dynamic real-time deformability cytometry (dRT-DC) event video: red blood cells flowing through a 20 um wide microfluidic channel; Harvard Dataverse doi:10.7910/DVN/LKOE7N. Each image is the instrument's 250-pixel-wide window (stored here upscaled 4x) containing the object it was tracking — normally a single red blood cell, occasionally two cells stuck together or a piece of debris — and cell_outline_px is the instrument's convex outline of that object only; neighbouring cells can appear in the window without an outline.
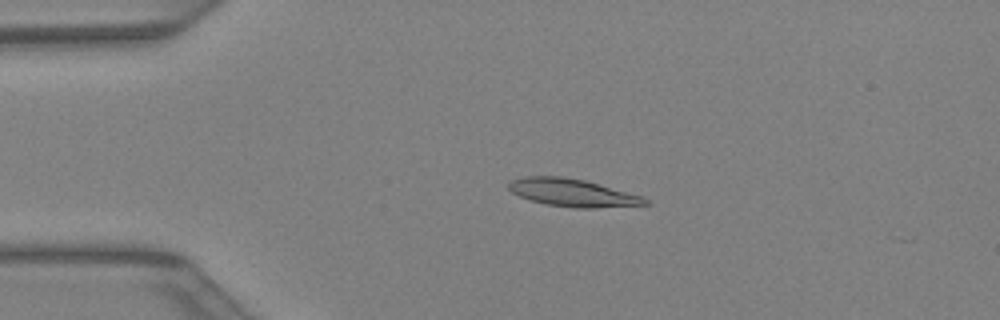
{"species": "Egyptian fruit bat (a non-hibernating species)", "species_latin": "Rousettus aegyptiacus", "temperature_condition": "warm", "stored_images_in_passage": 9, "camera_frame_rate_fps": 3000, "um_per_image_px": 0.085, "animal": {"sex": "female"}, "frame": {"image": 1, "passage_image": 6, "time_ms": 1.667, "image_size_px": [1000, 320], "cell_outline_px": [[652, 204], [592, 208], [576, 208], [544, 204], [520, 196], [512, 192], [508, 188], [508, 184], [512, 180], [524, 176], [564, 176], [584, 180], [644, 196]], "centroid_in_image_um": [48.69, 16.38], "position_along_channel_um": 36.3, "area_um2": 22.02}}